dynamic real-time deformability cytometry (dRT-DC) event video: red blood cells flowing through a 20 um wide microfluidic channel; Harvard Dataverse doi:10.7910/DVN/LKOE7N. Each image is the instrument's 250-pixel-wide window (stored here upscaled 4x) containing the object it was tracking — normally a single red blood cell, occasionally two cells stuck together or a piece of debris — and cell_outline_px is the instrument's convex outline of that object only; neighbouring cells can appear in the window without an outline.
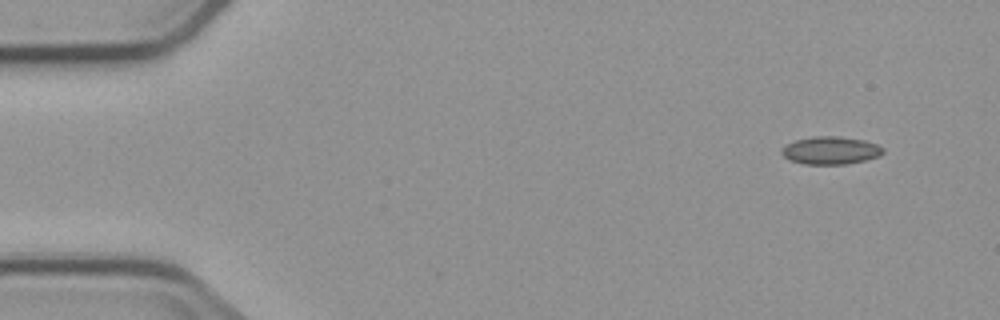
{"species": "common noctule bat (a hibernating species)", "species_latin": "Nyctalus noctula", "temperature_condition": "cold", "stored_images_in_passage": 8, "camera_frame_rate_fps": 3000, "um_per_image_px": 0.085, "animal": {"sex": "male", "body_mass_g": 23.1, "forearm_length_mm": 52.7}, "frame": {"image": 1, "passage_image": 1, "time_ms": 0.0, "image_size_px": [1000, 320], "cell_outline_px": [[884, 152], [880, 156], [864, 160], [844, 164], [804, 164], [788, 160], [780, 152], [780, 148], [784, 144], [796, 140], [812, 136], [840, 136], [864, 140], [876, 144], [884, 148]], "centroid_in_image_um": [70.56, 12.78], "position_along_channel_um": 14.4, "area_um2": 16.59}}
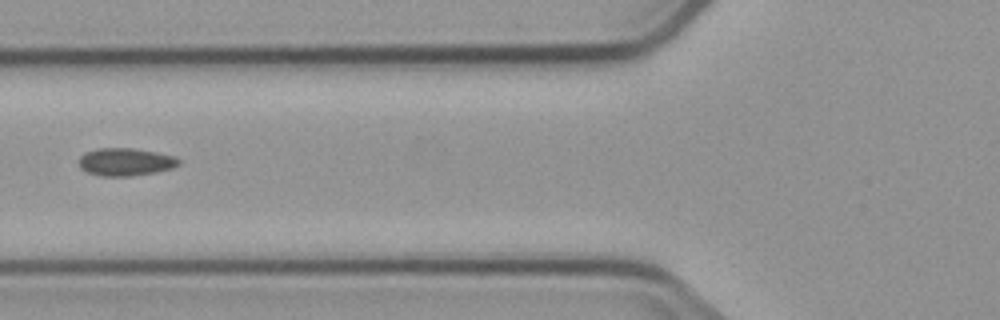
{"frame": {"image": 2, "passage_image": 6, "time_ms": 5.667, "image_size_px": [1000, 320], "cell_outline_px": [[180, 164], [172, 168], [156, 172], [128, 176], [100, 176], [88, 172], [80, 168], [80, 156], [84, 152], [100, 148], [132, 148], [156, 152], [176, 156], [180, 160]], "centroid_in_image_um": [10.68, 13.76], "position_along_channel_um": 115.1, "area_um2": 16.13}}
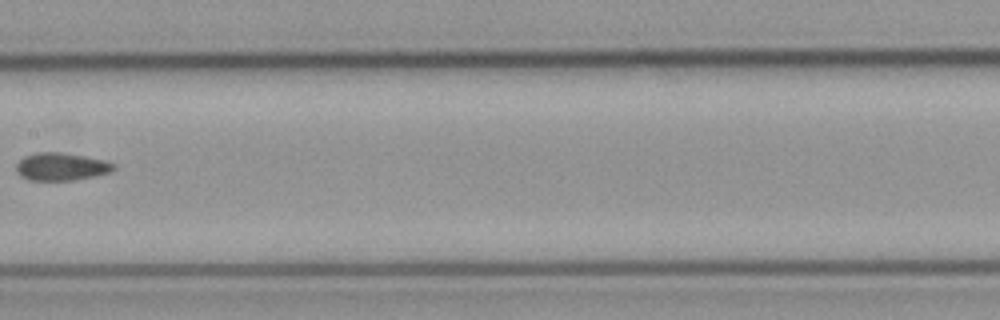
{"frame": {"image": 3, "passage_image": 8, "time_ms": 8.0, "image_size_px": [1000, 320], "cell_outline_px": [[116, 168], [108, 172], [96, 176], [72, 180], [28, 180], [20, 176], [16, 172], [16, 164], [24, 156], [36, 152], [60, 152], [84, 156], [104, 160], [116, 164]], "centroid_in_image_um": [5.18, 14.16], "position_along_channel_um": 202.2, "area_um2": 15.78}}